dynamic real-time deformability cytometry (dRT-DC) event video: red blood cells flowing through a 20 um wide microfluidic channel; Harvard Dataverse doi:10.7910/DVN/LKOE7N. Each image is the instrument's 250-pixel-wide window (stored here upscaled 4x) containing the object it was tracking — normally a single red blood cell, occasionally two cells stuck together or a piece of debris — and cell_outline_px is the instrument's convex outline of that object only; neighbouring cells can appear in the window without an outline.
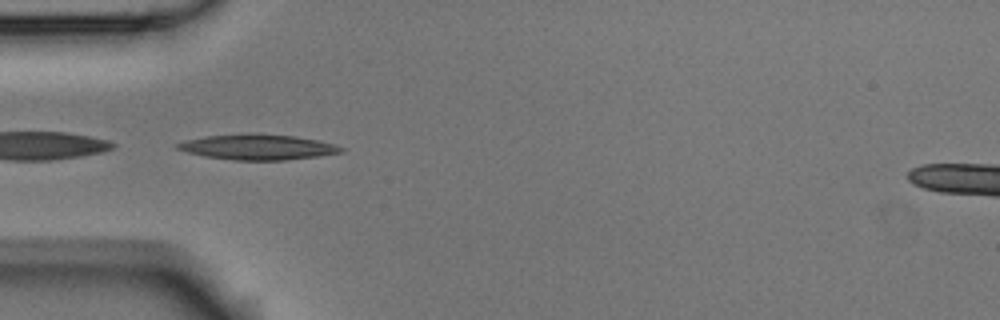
{"species": "Egyptian fruit bat (a non-hibernating species)", "species_latin": "Rousettus aegyptiacus", "temperature_condition": "room temperature", "stored_images_in_passage": 6, "camera_frame_rate_fps": 3000, "um_per_image_px": 0.085, "animal": {"sex": "male"}, "frame": {"image": 1, "passage_image": 5, "time_ms": 1.333, "image_size_px": [1000, 320], "cell_outline_px": [[344, 152], [320, 156], [284, 160], [232, 160], [204, 156], [188, 152], [176, 148], [176, 144], [184, 140], [204, 136], [248, 132], [256, 132], [296, 136], [316, 140], [332, 144], [344, 148]], "centroid_in_image_um": [21.89, 12.48], "position_along_channel_um": 63.1, "area_um2": 24.57}}
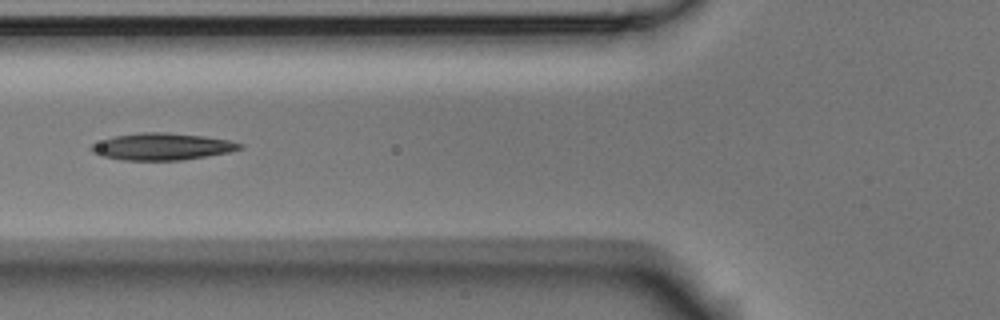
{"frame": {"image": 2, "passage_image": 6, "time_ms": 1.667, "image_size_px": [1000, 320], "cell_outline_px": [[244, 148], [228, 152], [180, 160], [124, 160], [104, 156], [92, 152], [88, 148], [92, 144], [112, 136], [140, 132], [168, 132], [204, 136], [228, 140], [244, 144]], "centroid_in_image_um": [13.76, 12.44], "position_along_channel_um": 112.0, "area_um2": 23.24}}